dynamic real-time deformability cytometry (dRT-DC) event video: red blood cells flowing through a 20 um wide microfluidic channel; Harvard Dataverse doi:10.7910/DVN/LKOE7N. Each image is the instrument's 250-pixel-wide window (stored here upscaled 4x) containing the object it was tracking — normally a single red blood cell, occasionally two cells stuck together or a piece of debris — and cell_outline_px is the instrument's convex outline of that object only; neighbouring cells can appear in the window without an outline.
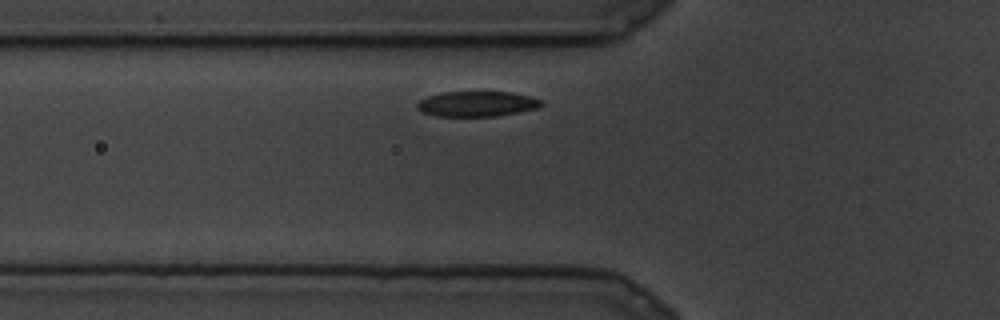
{"species": "common noctule bat (a hibernating species)", "species_latin": "Nyctalus noctula", "temperature_condition": "cold", "stored_images_in_passage": 9, "camera_frame_rate_fps": 3000, "um_per_image_px": 0.085, "animal": {"sex": "male", "body_mass_g": 19.5, "forearm_length_mm": 54.6}, "frame": {"image": 1, "passage_image": 3, "time_ms": 0.667, "image_size_px": [1000, 320], "cell_outline_px": [[544, 104], [540, 108], [496, 116], [436, 116], [424, 112], [416, 104], [420, 100], [428, 96], [444, 92], [512, 92], [528, 96], [540, 100]], "centroid_in_image_um": [40.58, 8.83], "position_along_channel_um": 85.2, "area_um2": 18.09}}
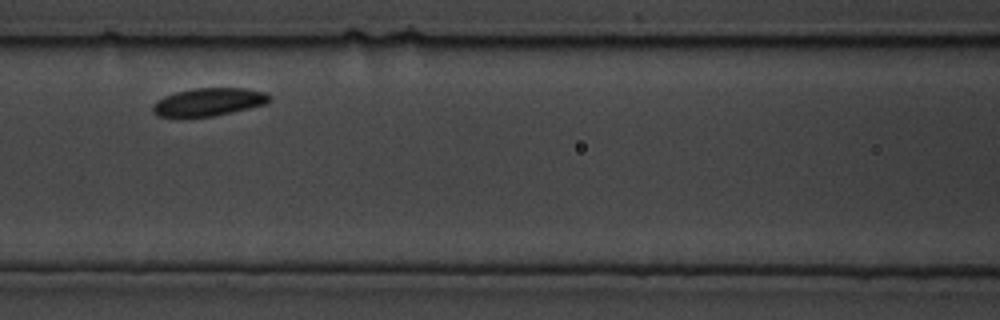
{"frame": {"image": 2, "passage_image": 6, "time_ms": 1.667, "image_size_px": [1000, 320], "cell_outline_px": [[272, 100], [268, 104], [232, 112], [212, 116], [180, 120], [156, 116], [152, 112], [152, 104], [156, 100], [164, 96], [176, 92], [192, 88], [244, 88], [264, 92], [272, 96]], "centroid_in_image_um": [17.67, 8.71], "position_along_channel_um": 148.9, "area_um2": 19.88}}
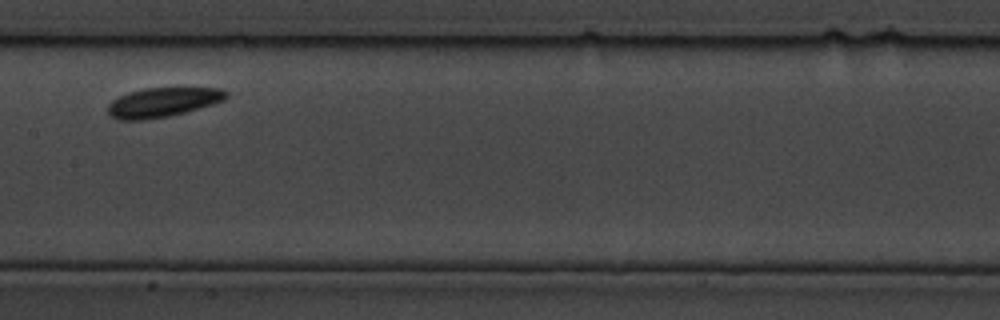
{"frame": {"image": 3, "passage_image": 8, "time_ms": 2.333, "image_size_px": [1000, 320], "cell_outline_px": [[228, 96], [224, 100], [212, 104], [184, 112], [168, 116], [144, 120], [116, 120], [108, 112], [108, 104], [112, 100], [128, 92], [144, 88], [224, 88], [228, 92]], "centroid_in_image_um": [13.83, 8.69], "position_along_channel_um": 193.6, "area_um2": 20.23}}